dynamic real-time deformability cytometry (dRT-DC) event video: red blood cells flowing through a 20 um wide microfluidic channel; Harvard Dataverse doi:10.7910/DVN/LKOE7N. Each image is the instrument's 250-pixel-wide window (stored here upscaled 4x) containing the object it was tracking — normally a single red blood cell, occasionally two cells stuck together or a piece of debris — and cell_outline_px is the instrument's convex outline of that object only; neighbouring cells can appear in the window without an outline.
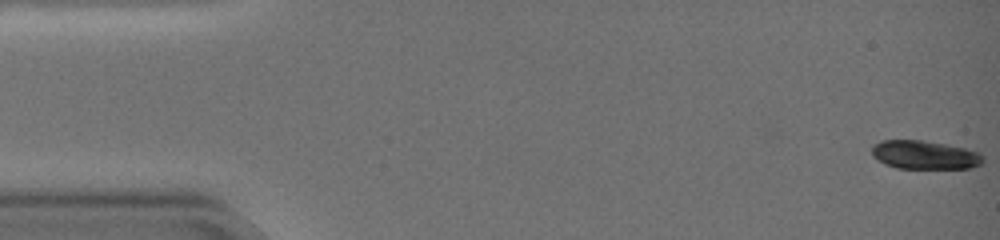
{"species": "common noctule bat (a hibernating species)", "species_latin": "Nyctalus noctula", "temperature_condition": "warm", "stored_images_in_passage": 59, "camera_frame_rate_fps": 3000, "um_per_image_px": 0.085, "animal": {"sex": "female", "body_mass_g": 19.0, "forearm_length_mm": 51.5}, "frame": {"image": 1, "passage_image": 1, "time_ms": 0.0, "image_size_px": [1000, 240], "cell_outline_px": [[984, 160], [980, 164], [972, 168], [896, 168], [884, 164], [872, 156], [872, 144], [880, 140], [920, 140], [944, 144], [964, 148], [980, 152], [984, 156]], "centroid_in_image_um": [78.58, 13.16], "position_along_channel_um": 6.4, "area_um2": 18.61}}
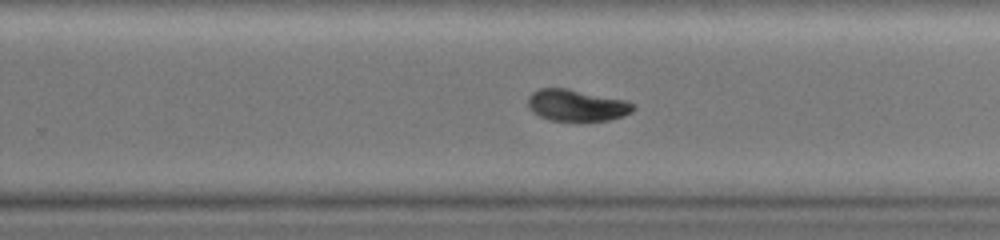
{"frame": {"image": 2, "passage_image": 39, "time_ms": 12.667, "image_size_px": [1000, 240], "cell_outline_px": [[636, 108], [632, 112], [608, 120], [548, 120], [532, 112], [528, 108], [528, 96], [532, 92], [540, 88], [564, 88], [628, 100], [636, 104]], "centroid_in_image_um": [49.02, 8.94], "position_along_channel_um": 280.8, "area_um2": 19.36}}
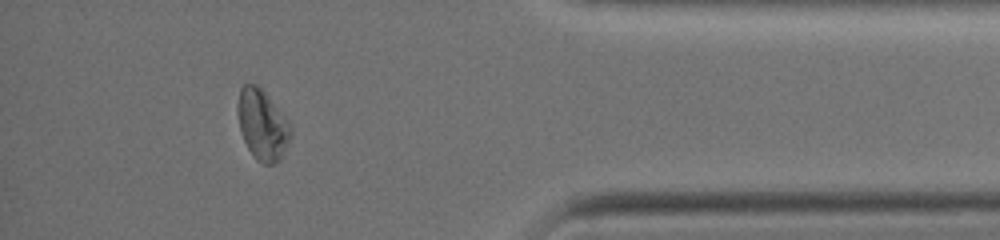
{"frame": {"image": 3, "passage_image": 53, "time_ms": 17.333, "image_size_px": [1000, 240], "cell_outline_px": [[292, 132], [280, 160], [272, 164], [264, 164], [256, 160], [252, 156], [240, 132], [236, 108], [240, 88], [244, 84], [256, 84], [264, 92], [292, 124]], "centroid_in_image_um": [22.29, 10.61], "position_along_channel_um": 412.9, "area_um2": 21.85}, "authors_computed_cell_mechanics": {"area_um2": 20.3456, "velocity_mm_per_s": 3.3088, "shape_relaxation_time_tau1_ms": 3.0974, "shape_relaxation_time_tau2_ms": 10.7041, "deformation_change_tau1": 0.1571, "deformation_change_tau2": 0.1135}}